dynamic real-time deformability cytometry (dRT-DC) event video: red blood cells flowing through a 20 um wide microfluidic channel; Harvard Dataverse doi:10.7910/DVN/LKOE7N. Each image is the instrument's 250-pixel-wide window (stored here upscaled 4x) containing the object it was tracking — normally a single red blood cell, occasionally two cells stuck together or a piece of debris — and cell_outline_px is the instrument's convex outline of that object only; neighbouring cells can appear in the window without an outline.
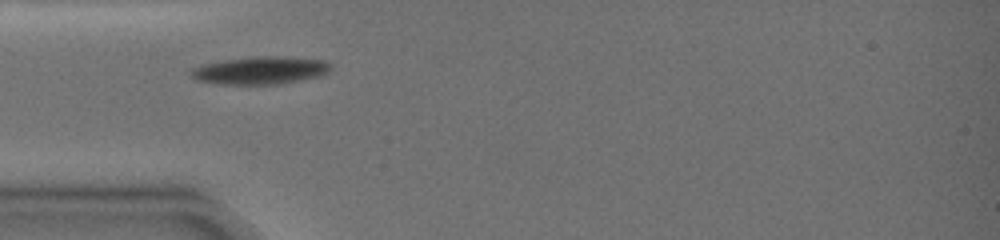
{"species": "common noctule bat (a hibernating species)", "species_latin": "Nyctalus noctula", "temperature_condition": "warm", "stored_images_in_passage": 6, "camera_frame_rate_fps": 3000, "um_per_image_px": 0.085, "animal": {"sex": "female", "body_mass_g": 19.0, "forearm_length_mm": 51.5}, "frame": {"image": 1, "passage_image": 1, "time_ms": 0.0, "image_size_px": [1000, 240], "cell_outline_px": [[332, 68], [328, 72], [320, 76], [280, 84], [224, 84], [196, 80], [188, 72], [192, 68], [204, 64], [224, 60], [256, 56], [284, 56], [324, 60], [332, 64]], "centroid_in_image_um": [22.16, 5.97], "position_along_channel_um": 62.8, "area_um2": 22.6}}